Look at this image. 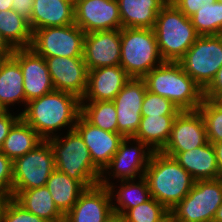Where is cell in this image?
I'll return each mask as SVG.
<instances>
[{
    "label": "cell",
    "instance_id": "46",
    "mask_svg": "<svg viewBox=\"0 0 222 222\" xmlns=\"http://www.w3.org/2000/svg\"><path fill=\"white\" fill-rule=\"evenodd\" d=\"M213 222H222V204L217 209Z\"/></svg>",
    "mask_w": 222,
    "mask_h": 222
},
{
    "label": "cell",
    "instance_id": "3",
    "mask_svg": "<svg viewBox=\"0 0 222 222\" xmlns=\"http://www.w3.org/2000/svg\"><path fill=\"white\" fill-rule=\"evenodd\" d=\"M143 79L148 91L170 100L181 111H196L204 99L203 89L178 62H163Z\"/></svg>",
    "mask_w": 222,
    "mask_h": 222
},
{
    "label": "cell",
    "instance_id": "41",
    "mask_svg": "<svg viewBox=\"0 0 222 222\" xmlns=\"http://www.w3.org/2000/svg\"><path fill=\"white\" fill-rule=\"evenodd\" d=\"M34 0H13L12 9L26 20H30L32 16Z\"/></svg>",
    "mask_w": 222,
    "mask_h": 222
},
{
    "label": "cell",
    "instance_id": "48",
    "mask_svg": "<svg viewBox=\"0 0 222 222\" xmlns=\"http://www.w3.org/2000/svg\"><path fill=\"white\" fill-rule=\"evenodd\" d=\"M214 101L222 107V93Z\"/></svg>",
    "mask_w": 222,
    "mask_h": 222
},
{
    "label": "cell",
    "instance_id": "16",
    "mask_svg": "<svg viewBox=\"0 0 222 222\" xmlns=\"http://www.w3.org/2000/svg\"><path fill=\"white\" fill-rule=\"evenodd\" d=\"M121 29L86 33L83 59L87 70L120 65Z\"/></svg>",
    "mask_w": 222,
    "mask_h": 222
},
{
    "label": "cell",
    "instance_id": "25",
    "mask_svg": "<svg viewBox=\"0 0 222 222\" xmlns=\"http://www.w3.org/2000/svg\"><path fill=\"white\" fill-rule=\"evenodd\" d=\"M117 183L113 182L108 186L112 197L113 212L116 216L121 217L130 208L152 198L148 182L144 176L134 180L118 181Z\"/></svg>",
    "mask_w": 222,
    "mask_h": 222
},
{
    "label": "cell",
    "instance_id": "8",
    "mask_svg": "<svg viewBox=\"0 0 222 222\" xmlns=\"http://www.w3.org/2000/svg\"><path fill=\"white\" fill-rule=\"evenodd\" d=\"M178 63L204 91L222 67V35L199 36Z\"/></svg>",
    "mask_w": 222,
    "mask_h": 222
},
{
    "label": "cell",
    "instance_id": "11",
    "mask_svg": "<svg viewBox=\"0 0 222 222\" xmlns=\"http://www.w3.org/2000/svg\"><path fill=\"white\" fill-rule=\"evenodd\" d=\"M12 190H29L46 186V182L56 169L52 148L43 140L24 156L13 160Z\"/></svg>",
    "mask_w": 222,
    "mask_h": 222
},
{
    "label": "cell",
    "instance_id": "33",
    "mask_svg": "<svg viewBox=\"0 0 222 222\" xmlns=\"http://www.w3.org/2000/svg\"><path fill=\"white\" fill-rule=\"evenodd\" d=\"M121 218L123 222H170V212L152 197L127 210Z\"/></svg>",
    "mask_w": 222,
    "mask_h": 222
},
{
    "label": "cell",
    "instance_id": "45",
    "mask_svg": "<svg viewBox=\"0 0 222 222\" xmlns=\"http://www.w3.org/2000/svg\"><path fill=\"white\" fill-rule=\"evenodd\" d=\"M13 0H0V11H7L12 9Z\"/></svg>",
    "mask_w": 222,
    "mask_h": 222
},
{
    "label": "cell",
    "instance_id": "24",
    "mask_svg": "<svg viewBox=\"0 0 222 222\" xmlns=\"http://www.w3.org/2000/svg\"><path fill=\"white\" fill-rule=\"evenodd\" d=\"M16 103L26 106L23 74L19 62L9 56L0 68V106L3 110H10Z\"/></svg>",
    "mask_w": 222,
    "mask_h": 222
},
{
    "label": "cell",
    "instance_id": "5",
    "mask_svg": "<svg viewBox=\"0 0 222 222\" xmlns=\"http://www.w3.org/2000/svg\"><path fill=\"white\" fill-rule=\"evenodd\" d=\"M47 141L58 171L79 181L86 189L99 184L101 171L93 164L89 149L75 129Z\"/></svg>",
    "mask_w": 222,
    "mask_h": 222
},
{
    "label": "cell",
    "instance_id": "39",
    "mask_svg": "<svg viewBox=\"0 0 222 222\" xmlns=\"http://www.w3.org/2000/svg\"><path fill=\"white\" fill-rule=\"evenodd\" d=\"M187 17L192 16L199 8L209 6L217 0H169Z\"/></svg>",
    "mask_w": 222,
    "mask_h": 222
},
{
    "label": "cell",
    "instance_id": "30",
    "mask_svg": "<svg viewBox=\"0 0 222 222\" xmlns=\"http://www.w3.org/2000/svg\"><path fill=\"white\" fill-rule=\"evenodd\" d=\"M0 33L13 49L31 46L33 32L29 22L13 9L0 11Z\"/></svg>",
    "mask_w": 222,
    "mask_h": 222
},
{
    "label": "cell",
    "instance_id": "19",
    "mask_svg": "<svg viewBox=\"0 0 222 222\" xmlns=\"http://www.w3.org/2000/svg\"><path fill=\"white\" fill-rule=\"evenodd\" d=\"M74 129L89 149L93 164L102 172L117 152L124 137L119 133L100 129L79 116Z\"/></svg>",
    "mask_w": 222,
    "mask_h": 222
},
{
    "label": "cell",
    "instance_id": "44",
    "mask_svg": "<svg viewBox=\"0 0 222 222\" xmlns=\"http://www.w3.org/2000/svg\"><path fill=\"white\" fill-rule=\"evenodd\" d=\"M10 198L11 197L0 196V222H2V215L6 207V204Z\"/></svg>",
    "mask_w": 222,
    "mask_h": 222
},
{
    "label": "cell",
    "instance_id": "20",
    "mask_svg": "<svg viewBox=\"0 0 222 222\" xmlns=\"http://www.w3.org/2000/svg\"><path fill=\"white\" fill-rule=\"evenodd\" d=\"M129 79L120 65L91 69L81 102L113 101Z\"/></svg>",
    "mask_w": 222,
    "mask_h": 222
},
{
    "label": "cell",
    "instance_id": "34",
    "mask_svg": "<svg viewBox=\"0 0 222 222\" xmlns=\"http://www.w3.org/2000/svg\"><path fill=\"white\" fill-rule=\"evenodd\" d=\"M197 110L204 119L207 141L212 144L222 141V107L204 98Z\"/></svg>",
    "mask_w": 222,
    "mask_h": 222
},
{
    "label": "cell",
    "instance_id": "32",
    "mask_svg": "<svg viewBox=\"0 0 222 222\" xmlns=\"http://www.w3.org/2000/svg\"><path fill=\"white\" fill-rule=\"evenodd\" d=\"M190 20L200 36L222 35V2L199 8Z\"/></svg>",
    "mask_w": 222,
    "mask_h": 222
},
{
    "label": "cell",
    "instance_id": "1",
    "mask_svg": "<svg viewBox=\"0 0 222 222\" xmlns=\"http://www.w3.org/2000/svg\"><path fill=\"white\" fill-rule=\"evenodd\" d=\"M21 110L20 118L47 140L63 134L67 128V131L74 129L81 115V99L72 93L54 90L30 100Z\"/></svg>",
    "mask_w": 222,
    "mask_h": 222
},
{
    "label": "cell",
    "instance_id": "4",
    "mask_svg": "<svg viewBox=\"0 0 222 222\" xmlns=\"http://www.w3.org/2000/svg\"><path fill=\"white\" fill-rule=\"evenodd\" d=\"M164 62H178L200 36L190 17L168 1L157 14L153 28Z\"/></svg>",
    "mask_w": 222,
    "mask_h": 222
},
{
    "label": "cell",
    "instance_id": "15",
    "mask_svg": "<svg viewBox=\"0 0 222 222\" xmlns=\"http://www.w3.org/2000/svg\"><path fill=\"white\" fill-rule=\"evenodd\" d=\"M56 91L69 92L80 99L87 89L88 70L83 57H44Z\"/></svg>",
    "mask_w": 222,
    "mask_h": 222
},
{
    "label": "cell",
    "instance_id": "31",
    "mask_svg": "<svg viewBox=\"0 0 222 222\" xmlns=\"http://www.w3.org/2000/svg\"><path fill=\"white\" fill-rule=\"evenodd\" d=\"M81 115L100 129L118 133L117 111L113 101L81 102Z\"/></svg>",
    "mask_w": 222,
    "mask_h": 222
},
{
    "label": "cell",
    "instance_id": "37",
    "mask_svg": "<svg viewBox=\"0 0 222 222\" xmlns=\"http://www.w3.org/2000/svg\"><path fill=\"white\" fill-rule=\"evenodd\" d=\"M13 161L0 151V196L12 197Z\"/></svg>",
    "mask_w": 222,
    "mask_h": 222
},
{
    "label": "cell",
    "instance_id": "13",
    "mask_svg": "<svg viewBox=\"0 0 222 222\" xmlns=\"http://www.w3.org/2000/svg\"><path fill=\"white\" fill-rule=\"evenodd\" d=\"M147 87L143 78H130L113 99L117 111L118 133L134 137L141 122V109Z\"/></svg>",
    "mask_w": 222,
    "mask_h": 222
},
{
    "label": "cell",
    "instance_id": "17",
    "mask_svg": "<svg viewBox=\"0 0 222 222\" xmlns=\"http://www.w3.org/2000/svg\"><path fill=\"white\" fill-rule=\"evenodd\" d=\"M207 142L206 127L200 112L181 111L174 120L168 142L160 152H185Z\"/></svg>",
    "mask_w": 222,
    "mask_h": 222
},
{
    "label": "cell",
    "instance_id": "50",
    "mask_svg": "<svg viewBox=\"0 0 222 222\" xmlns=\"http://www.w3.org/2000/svg\"><path fill=\"white\" fill-rule=\"evenodd\" d=\"M57 222H67L64 218L60 221H57Z\"/></svg>",
    "mask_w": 222,
    "mask_h": 222
},
{
    "label": "cell",
    "instance_id": "38",
    "mask_svg": "<svg viewBox=\"0 0 222 222\" xmlns=\"http://www.w3.org/2000/svg\"><path fill=\"white\" fill-rule=\"evenodd\" d=\"M11 111L13 110H2L0 112V148L8 136L9 130L20 119V112L17 114Z\"/></svg>",
    "mask_w": 222,
    "mask_h": 222
},
{
    "label": "cell",
    "instance_id": "26",
    "mask_svg": "<svg viewBox=\"0 0 222 222\" xmlns=\"http://www.w3.org/2000/svg\"><path fill=\"white\" fill-rule=\"evenodd\" d=\"M12 198L27 211L46 222H57L64 218L46 186L29 190H12Z\"/></svg>",
    "mask_w": 222,
    "mask_h": 222
},
{
    "label": "cell",
    "instance_id": "47",
    "mask_svg": "<svg viewBox=\"0 0 222 222\" xmlns=\"http://www.w3.org/2000/svg\"><path fill=\"white\" fill-rule=\"evenodd\" d=\"M108 222H123L122 218L120 216H114L111 218Z\"/></svg>",
    "mask_w": 222,
    "mask_h": 222
},
{
    "label": "cell",
    "instance_id": "42",
    "mask_svg": "<svg viewBox=\"0 0 222 222\" xmlns=\"http://www.w3.org/2000/svg\"><path fill=\"white\" fill-rule=\"evenodd\" d=\"M14 49L8 44L0 33V57L12 56Z\"/></svg>",
    "mask_w": 222,
    "mask_h": 222
},
{
    "label": "cell",
    "instance_id": "40",
    "mask_svg": "<svg viewBox=\"0 0 222 222\" xmlns=\"http://www.w3.org/2000/svg\"><path fill=\"white\" fill-rule=\"evenodd\" d=\"M222 93V67L217 71L211 84L204 90V98L215 100Z\"/></svg>",
    "mask_w": 222,
    "mask_h": 222
},
{
    "label": "cell",
    "instance_id": "22",
    "mask_svg": "<svg viewBox=\"0 0 222 222\" xmlns=\"http://www.w3.org/2000/svg\"><path fill=\"white\" fill-rule=\"evenodd\" d=\"M32 32L40 28L75 23L74 0H34L28 21Z\"/></svg>",
    "mask_w": 222,
    "mask_h": 222
},
{
    "label": "cell",
    "instance_id": "21",
    "mask_svg": "<svg viewBox=\"0 0 222 222\" xmlns=\"http://www.w3.org/2000/svg\"><path fill=\"white\" fill-rule=\"evenodd\" d=\"M173 157L196 180L221 178L212 143L185 152H161Z\"/></svg>",
    "mask_w": 222,
    "mask_h": 222
},
{
    "label": "cell",
    "instance_id": "7",
    "mask_svg": "<svg viewBox=\"0 0 222 222\" xmlns=\"http://www.w3.org/2000/svg\"><path fill=\"white\" fill-rule=\"evenodd\" d=\"M222 204V178L196 180L190 192L170 212V222H213Z\"/></svg>",
    "mask_w": 222,
    "mask_h": 222
},
{
    "label": "cell",
    "instance_id": "10",
    "mask_svg": "<svg viewBox=\"0 0 222 222\" xmlns=\"http://www.w3.org/2000/svg\"><path fill=\"white\" fill-rule=\"evenodd\" d=\"M85 32L75 23L34 30L30 48L42 57H83Z\"/></svg>",
    "mask_w": 222,
    "mask_h": 222
},
{
    "label": "cell",
    "instance_id": "49",
    "mask_svg": "<svg viewBox=\"0 0 222 222\" xmlns=\"http://www.w3.org/2000/svg\"><path fill=\"white\" fill-rule=\"evenodd\" d=\"M5 58H6V57H0V68H1L2 62H3V60H4Z\"/></svg>",
    "mask_w": 222,
    "mask_h": 222
},
{
    "label": "cell",
    "instance_id": "43",
    "mask_svg": "<svg viewBox=\"0 0 222 222\" xmlns=\"http://www.w3.org/2000/svg\"><path fill=\"white\" fill-rule=\"evenodd\" d=\"M213 147L217 158V165L220 171V176L222 178V141L213 144Z\"/></svg>",
    "mask_w": 222,
    "mask_h": 222
},
{
    "label": "cell",
    "instance_id": "29",
    "mask_svg": "<svg viewBox=\"0 0 222 222\" xmlns=\"http://www.w3.org/2000/svg\"><path fill=\"white\" fill-rule=\"evenodd\" d=\"M42 141L37 132L20 118L9 130L0 151L13 161L33 150Z\"/></svg>",
    "mask_w": 222,
    "mask_h": 222
},
{
    "label": "cell",
    "instance_id": "18",
    "mask_svg": "<svg viewBox=\"0 0 222 222\" xmlns=\"http://www.w3.org/2000/svg\"><path fill=\"white\" fill-rule=\"evenodd\" d=\"M114 216L110 190L98 184L80 195L64 219L67 222H108Z\"/></svg>",
    "mask_w": 222,
    "mask_h": 222
},
{
    "label": "cell",
    "instance_id": "9",
    "mask_svg": "<svg viewBox=\"0 0 222 222\" xmlns=\"http://www.w3.org/2000/svg\"><path fill=\"white\" fill-rule=\"evenodd\" d=\"M153 151L133 137L124 138L109 164L101 172L99 185L108 187L114 180L125 181L143 177Z\"/></svg>",
    "mask_w": 222,
    "mask_h": 222
},
{
    "label": "cell",
    "instance_id": "27",
    "mask_svg": "<svg viewBox=\"0 0 222 222\" xmlns=\"http://www.w3.org/2000/svg\"><path fill=\"white\" fill-rule=\"evenodd\" d=\"M58 210L65 216L86 188L77 180L55 169L46 182Z\"/></svg>",
    "mask_w": 222,
    "mask_h": 222
},
{
    "label": "cell",
    "instance_id": "35",
    "mask_svg": "<svg viewBox=\"0 0 222 222\" xmlns=\"http://www.w3.org/2000/svg\"><path fill=\"white\" fill-rule=\"evenodd\" d=\"M179 110L170 100L158 94L146 91L143 99L141 117L147 116H177Z\"/></svg>",
    "mask_w": 222,
    "mask_h": 222
},
{
    "label": "cell",
    "instance_id": "23",
    "mask_svg": "<svg viewBox=\"0 0 222 222\" xmlns=\"http://www.w3.org/2000/svg\"><path fill=\"white\" fill-rule=\"evenodd\" d=\"M169 0H117L122 28L153 29L157 14Z\"/></svg>",
    "mask_w": 222,
    "mask_h": 222
},
{
    "label": "cell",
    "instance_id": "12",
    "mask_svg": "<svg viewBox=\"0 0 222 222\" xmlns=\"http://www.w3.org/2000/svg\"><path fill=\"white\" fill-rule=\"evenodd\" d=\"M75 24L85 33L122 28L117 0H74Z\"/></svg>",
    "mask_w": 222,
    "mask_h": 222
},
{
    "label": "cell",
    "instance_id": "36",
    "mask_svg": "<svg viewBox=\"0 0 222 222\" xmlns=\"http://www.w3.org/2000/svg\"><path fill=\"white\" fill-rule=\"evenodd\" d=\"M2 222H46L42 218L30 213L17 203L12 197L8 200L2 215Z\"/></svg>",
    "mask_w": 222,
    "mask_h": 222
},
{
    "label": "cell",
    "instance_id": "14",
    "mask_svg": "<svg viewBox=\"0 0 222 222\" xmlns=\"http://www.w3.org/2000/svg\"><path fill=\"white\" fill-rule=\"evenodd\" d=\"M12 56L19 62L23 74L26 104L55 90L44 57L31 48L14 49Z\"/></svg>",
    "mask_w": 222,
    "mask_h": 222
},
{
    "label": "cell",
    "instance_id": "2",
    "mask_svg": "<svg viewBox=\"0 0 222 222\" xmlns=\"http://www.w3.org/2000/svg\"><path fill=\"white\" fill-rule=\"evenodd\" d=\"M144 177L151 196L168 211L192 189L195 180L179 163L161 152H153Z\"/></svg>",
    "mask_w": 222,
    "mask_h": 222
},
{
    "label": "cell",
    "instance_id": "6",
    "mask_svg": "<svg viewBox=\"0 0 222 222\" xmlns=\"http://www.w3.org/2000/svg\"><path fill=\"white\" fill-rule=\"evenodd\" d=\"M163 62L153 29L121 28L120 66L130 78H143Z\"/></svg>",
    "mask_w": 222,
    "mask_h": 222
},
{
    "label": "cell",
    "instance_id": "28",
    "mask_svg": "<svg viewBox=\"0 0 222 222\" xmlns=\"http://www.w3.org/2000/svg\"><path fill=\"white\" fill-rule=\"evenodd\" d=\"M176 117H141V122L133 138L145 143L153 152H160L169 140Z\"/></svg>",
    "mask_w": 222,
    "mask_h": 222
}]
</instances>
